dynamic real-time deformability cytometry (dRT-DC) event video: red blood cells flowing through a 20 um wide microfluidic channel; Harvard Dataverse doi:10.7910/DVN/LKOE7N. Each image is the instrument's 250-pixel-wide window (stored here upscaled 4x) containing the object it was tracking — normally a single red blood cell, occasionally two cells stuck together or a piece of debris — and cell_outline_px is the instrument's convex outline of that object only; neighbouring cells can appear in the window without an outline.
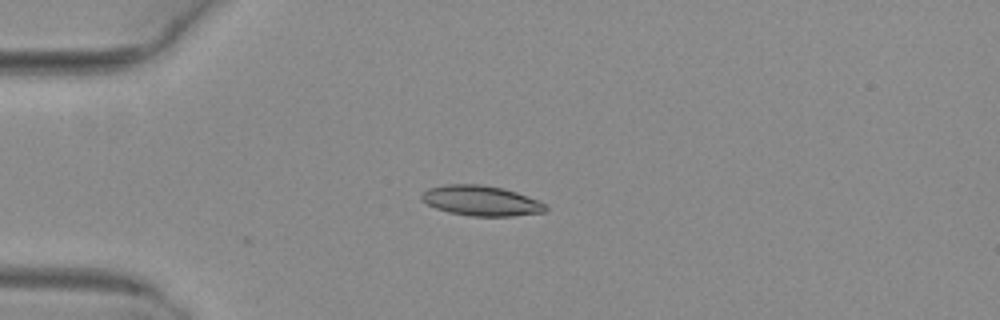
{"species": "common noctule bat (a hibernating species)", "species_latin": "Nyctalus noctula", "temperature_condition": "warm", "stored_images_in_passage": 2, "camera_frame_rate_fps": 3000, "um_per_image_px": 0.085, "animal": {"sex": "female", "body_mass_g": 29.2, "forearm_length_mm": 56.3}, "frame": {"image": 1, "passage_image": 2, "time_ms": 0.333, "image_size_px": [1000, 320], "cell_outline_px": [[548, 208], [544, 212], [512, 216], [472, 216], [448, 212], [436, 208], [420, 200], [420, 196], [428, 188], [444, 184], [480, 184], [504, 188], [540, 200], [548, 204]], "centroid_in_image_um": [40.92, 17.05], "position_along_channel_um": 44.1, "area_um2": 22.02}}